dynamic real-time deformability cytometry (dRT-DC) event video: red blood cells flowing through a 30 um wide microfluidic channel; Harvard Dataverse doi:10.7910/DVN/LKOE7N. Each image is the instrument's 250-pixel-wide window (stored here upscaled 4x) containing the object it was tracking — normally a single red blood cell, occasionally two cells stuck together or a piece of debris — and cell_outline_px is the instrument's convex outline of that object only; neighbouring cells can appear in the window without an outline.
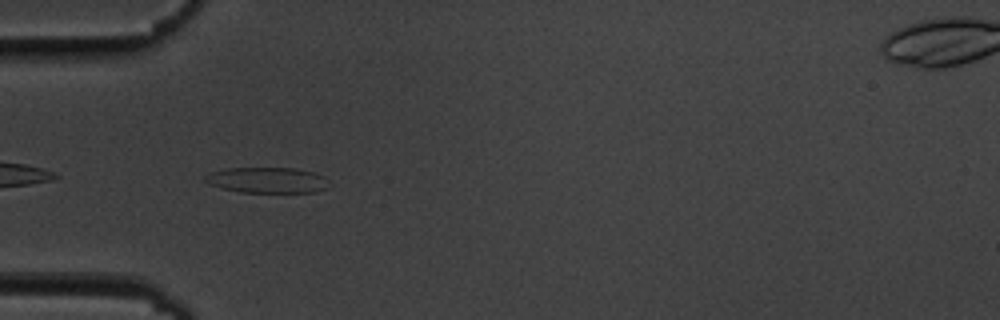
{"species": "common noctule bat (a hibernating species)", "species_latin": "Nyctalus noctula", "temperature_condition": "cold", "stored_images_in_passage": 40, "camera_frame_rate_fps": 3000, "um_per_image_px": 0.085, "animal": {"sex": "male", "body_mass_g": 19.5, "forearm_length_mm": 54.6}, "frame": {"image": 1, "passage_image": 2, "time_ms": 0.333, "image_size_px": [1000, 320], "cell_outline_px": [[332, 184], [316, 192], [240, 192], [224, 188], [212, 184], [204, 180], [204, 176], [212, 172], [228, 168], [292, 168], [312, 172], [324, 176]], "centroid_in_image_um": [22.76, 15.31], "position_along_channel_um": 62.2, "area_um2": 18.32}}
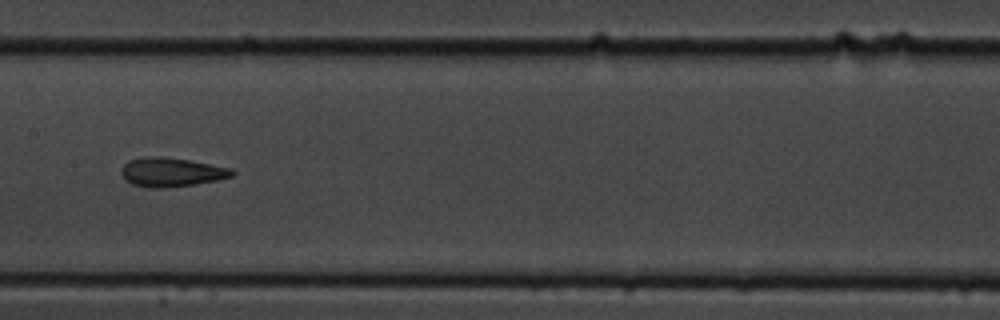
{"frame": {"image": 2, "passage_image": 13, "time_ms": 4.0, "image_size_px": [1000, 320], "cell_outline_px": [[236, 172], [232, 176], [216, 180], [192, 184], [160, 188], [152, 188], [132, 184], [124, 180], [120, 172], [124, 164], [128, 160], [144, 156], [160, 156], [188, 160], [232, 168]], "centroid_in_image_um": [14.52, 14.62], "position_along_channel_um": 192.9, "area_um2": 18.67}}
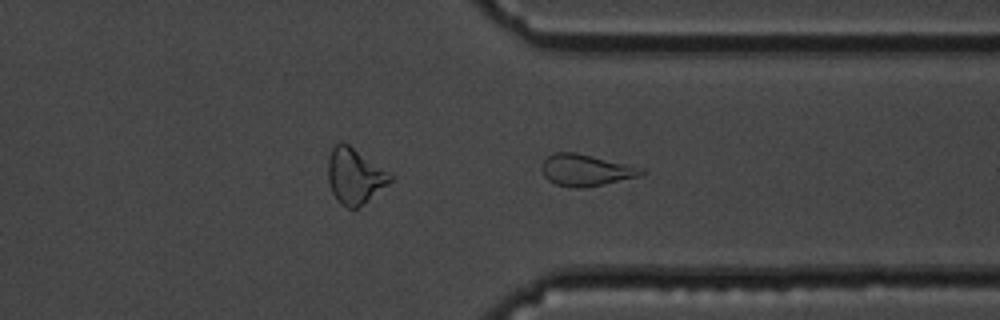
{"frame": {"image": 3, "passage_image": 27, "time_ms": 8.667, "image_size_px": [1000, 320], "cell_outline_px": [[644, 172], [640, 176], [584, 188], [572, 188], [556, 184], [548, 180], [544, 176], [540, 168], [540, 164], [552, 152], [576, 152], [644, 168]], "centroid_in_image_um": [49.75, 14.46], "position_along_channel_um": 361.7, "area_um2": 18.44}, "authors_computed_cell_mechanics": {"area_um2": 18.7272, "velocity_mm_per_s": 3.6279, "shape_relaxation_time_tau1_ms": null, "shape_relaxation_time_tau2_ms": 2.977, "deformation_change_tau1": null, "deformation_change_tau2": 0.1108}}